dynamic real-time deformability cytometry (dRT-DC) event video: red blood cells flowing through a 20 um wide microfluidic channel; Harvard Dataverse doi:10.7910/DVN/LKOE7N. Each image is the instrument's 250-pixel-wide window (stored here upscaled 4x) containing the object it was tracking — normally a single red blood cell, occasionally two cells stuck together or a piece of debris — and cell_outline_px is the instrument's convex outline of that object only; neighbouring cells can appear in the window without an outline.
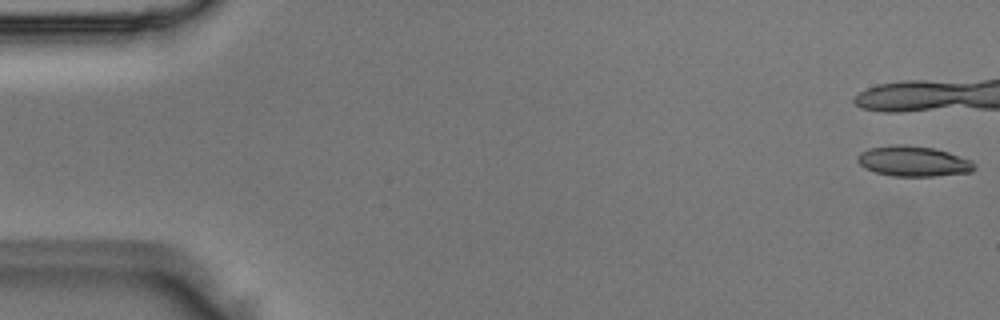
{"species": "Egyptian fruit bat (a non-hibernating species)", "species_latin": "Rousettus aegyptiacus", "temperature_condition": "room temperature", "stored_images_in_passage": 2, "camera_frame_rate_fps": 3000, "um_per_image_px": 0.085, "animal": {"sex": "male"}, "frame": {"image": 1, "passage_image": 1, "time_ms": 0.0, "image_size_px": [1000, 320], "cell_outline_px": [[976, 168], [972, 172], [936, 176], [892, 176], [876, 172], [864, 168], [856, 160], [856, 156], [860, 152], [868, 148], [896, 144], [904, 144], [936, 148], [972, 160], [976, 164]], "centroid_in_image_um": [77.64, 13.7], "position_along_channel_um": 7.4, "area_um2": 20.98}}